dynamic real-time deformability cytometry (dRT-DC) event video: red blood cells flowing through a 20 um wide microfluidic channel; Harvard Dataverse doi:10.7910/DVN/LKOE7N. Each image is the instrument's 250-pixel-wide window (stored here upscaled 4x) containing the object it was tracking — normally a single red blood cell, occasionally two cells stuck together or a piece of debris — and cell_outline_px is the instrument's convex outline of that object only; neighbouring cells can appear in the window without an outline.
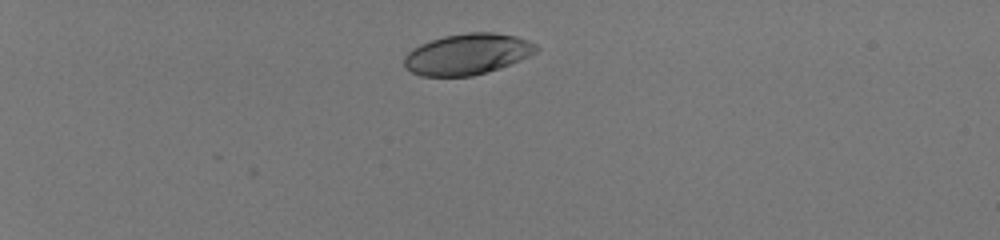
{"species": "human", "species_latin": "Homo sapiens", "temperature_condition": "room temperature", "stored_images_in_passage": 39, "camera_frame_rate_fps": 3000, "um_per_image_px": 0.085, "donor": {"sex": "male"}, "frame": {"image": 1, "passage_image": 1, "time_ms": 0.0, "image_size_px": [1000, 240], "cell_outline_px": [[540, 48], [536, 52], [512, 64], [500, 68], [472, 76], [420, 76], [404, 68], [404, 56], [412, 48], [420, 44], [444, 36], [468, 32], [496, 32], [516, 36], [528, 40], [536, 44]], "centroid_in_image_um": [39.73, 4.6], "position_along_channel_um": 45.3, "area_um2": 31.73}}
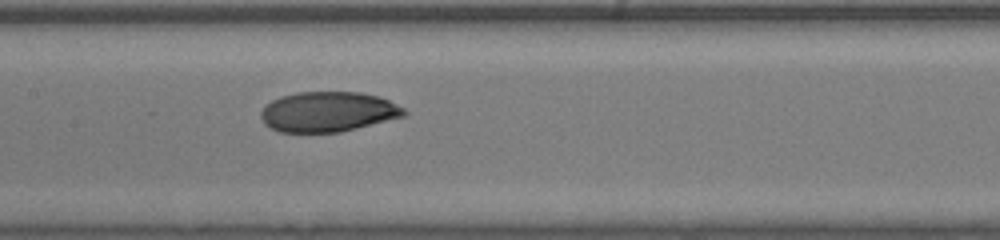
{"frame": {"image": 2, "passage_image": 17, "time_ms": 5.333, "image_size_px": [1000, 240], "cell_outline_px": [[408, 112], [404, 116], [340, 132], [280, 132], [264, 124], [260, 116], [260, 112], [264, 104], [280, 96], [296, 92], [360, 92], [380, 96], [404, 108]], "centroid_in_image_um": [27.85, 9.49], "position_along_channel_um": 179.5, "area_um2": 33.58}}
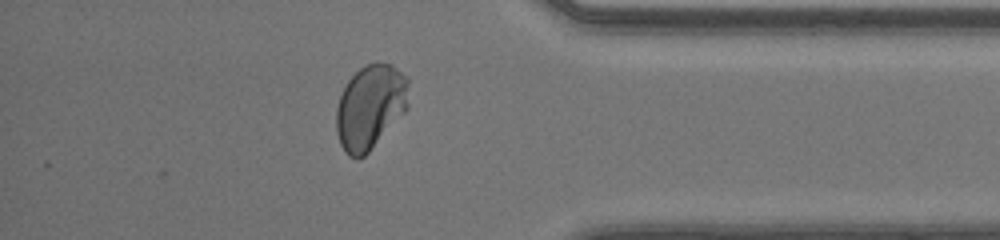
{"frame": {"image": 3, "passage_image": 34, "time_ms": 11.0, "image_size_px": [1000, 240], "cell_outline_px": [[408, 108], [368, 152], [364, 156], [348, 156], [344, 152], [340, 144], [336, 132], [336, 108], [340, 96], [348, 80], [364, 64], [392, 64], [408, 76]], "centroid_in_image_um": [31.47, 9.07], "position_along_channel_um": 403.7, "area_um2": 35.37}, "authors_computed_cell_mechanics": {"area_um2": 34.0442, "velocity_mm_per_s": 4.1118, "shape_relaxation_time_tau1_ms": 4.2294, "shape_relaxation_time_tau2_ms": 1.073, "deformation_change_tau1": 0.1865, "deformation_change_tau2": 0.0359}}